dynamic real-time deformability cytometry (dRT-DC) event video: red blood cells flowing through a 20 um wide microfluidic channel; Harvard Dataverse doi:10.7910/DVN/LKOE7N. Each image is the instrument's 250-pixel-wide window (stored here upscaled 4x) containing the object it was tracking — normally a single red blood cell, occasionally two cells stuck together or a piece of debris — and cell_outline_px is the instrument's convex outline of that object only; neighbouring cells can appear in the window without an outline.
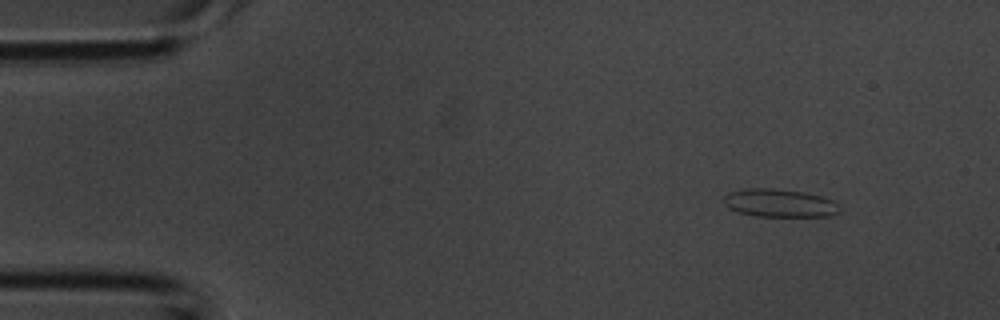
{"species": "common noctule bat (a hibernating species)", "species_latin": "Nyctalus noctula", "temperature_condition": "room temperature", "stored_images_in_passage": 3, "camera_frame_rate_fps": 3000, "um_per_image_px": 0.085, "animal": {"sex": "male", "body_mass_g": 20.1, "forearm_length_mm": 53.5}, "frame": {"image": 1, "passage_image": 1, "time_ms": 0.0, "image_size_px": [1000, 320], "cell_outline_px": [[840, 212], [828, 216], [756, 216], [740, 212], [728, 208], [724, 204], [724, 196], [728, 192], [748, 188], [776, 188], [804, 192], [820, 196], [832, 200], [840, 208]], "centroid_in_image_um": [66.24, 17.25], "position_along_channel_um": 18.8, "area_um2": 18.9}}